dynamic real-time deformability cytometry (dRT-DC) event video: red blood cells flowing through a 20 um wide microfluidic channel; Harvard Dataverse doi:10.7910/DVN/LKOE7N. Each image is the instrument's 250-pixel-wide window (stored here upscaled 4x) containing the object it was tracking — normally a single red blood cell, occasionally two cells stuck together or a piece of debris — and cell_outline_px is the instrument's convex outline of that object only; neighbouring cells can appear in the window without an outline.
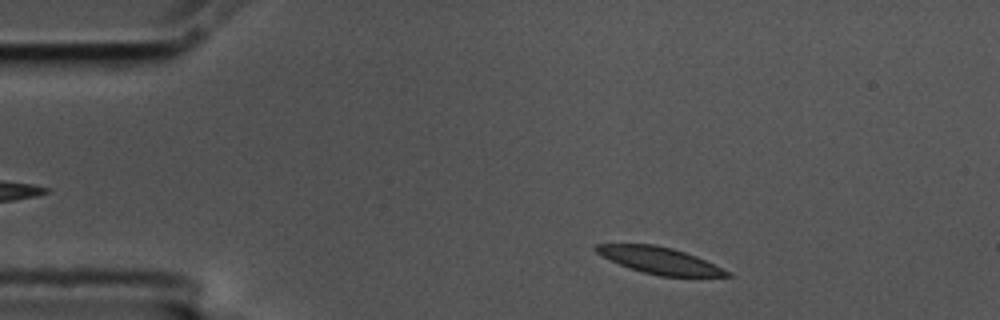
{"species": "common noctule bat (a hibernating species)", "species_latin": "Nyctalus noctula", "temperature_condition": "cold", "stored_images_in_passage": 51, "camera_frame_rate_fps": 3000, "um_per_image_px": 0.085, "animal": {"sex": "male", "body_mass_g": 17.5, "forearm_length_mm": 52.3}, "frame": {"image": 1, "passage_image": 4, "time_ms": 1.0, "image_size_px": [1000, 320], "cell_outline_px": [[732, 276], [660, 276], [644, 272], [620, 264], [596, 252], [592, 248], [596, 244], [652, 244], [672, 248], [696, 256], [732, 272]], "centroid_in_image_um": [56.09, 22.13], "position_along_channel_um": 28.9, "area_um2": 19.94}}
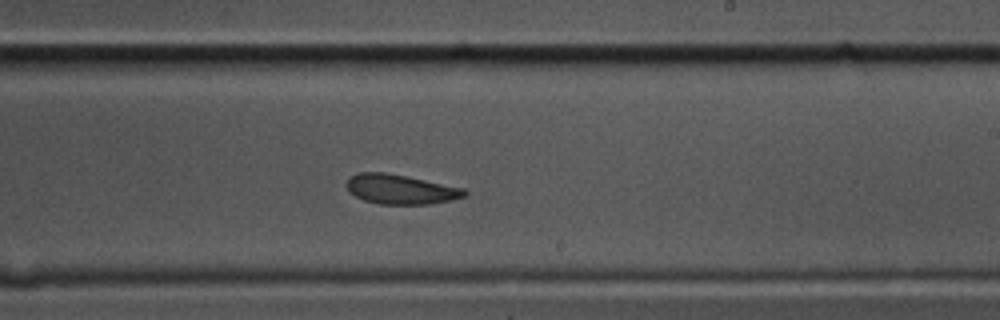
{"frame": {"image": 2, "passage_image": 28, "time_ms": 9.0, "image_size_px": [1000, 320], "cell_outline_px": [[468, 196], [452, 200], [428, 204], [380, 204], [364, 200], [348, 192], [344, 184], [348, 176], [356, 172], [384, 172], [408, 176], [464, 188], [468, 192]], "centroid_in_image_um": [34.02, 16.08], "position_along_channel_um": 255.0, "area_um2": 20.75}}
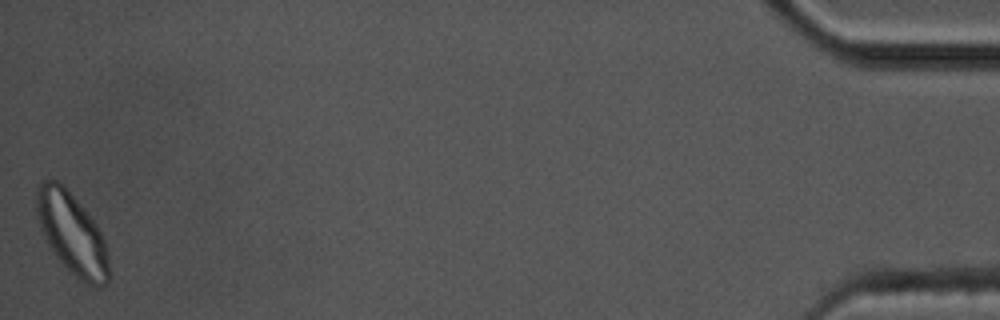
{"frame": {"image": 3, "passage_image": 51, "time_ms": 16.667, "image_size_px": [1000, 320], "cell_outline_px": [[108, 284], [96, 288], [92, 288], [76, 276], [56, 256], [48, 244], [40, 228], [36, 212], [36, 192], [40, 184], [44, 180], [56, 180], [88, 212], [96, 224], [104, 240], [108, 252]], "centroid_in_image_um": [6.13, 19.88], "position_along_channel_um": 429.1, "area_um2": 33.87}, "authors_computed_cell_mechanics": {"area_um2": 21.4438, "velocity_mm_per_s": 3.5095, "shape_relaxation_time_tau1_ms": 5.5458, "shape_relaxation_time_tau2_ms": 4.9225, "deformation_change_tau1": 0.1062, "deformation_change_tau2": 0.1019}}